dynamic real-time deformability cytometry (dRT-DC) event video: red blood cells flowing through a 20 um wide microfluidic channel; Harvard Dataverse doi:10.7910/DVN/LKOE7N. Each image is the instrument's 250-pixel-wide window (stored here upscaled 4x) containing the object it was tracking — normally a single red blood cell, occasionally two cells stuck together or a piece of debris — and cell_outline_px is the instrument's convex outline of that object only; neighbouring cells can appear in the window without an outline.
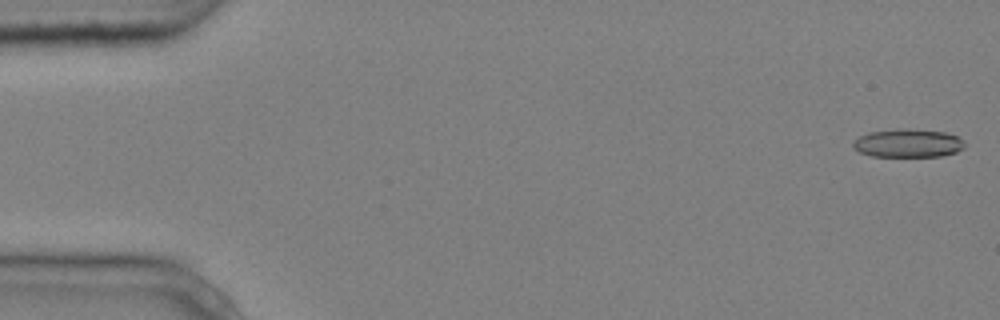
{"species": "common noctule bat (a hibernating species)", "species_latin": "Nyctalus noctula", "temperature_condition": "cold", "stored_images_in_passage": 6, "camera_frame_rate_fps": 3000, "um_per_image_px": 0.085, "animal": {"sex": "male", "body_mass_g": 20.4}, "frame": {"image": 1, "passage_image": 1, "time_ms": 0.0, "image_size_px": [1000, 320], "cell_outline_px": [[964, 148], [956, 152], [940, 156], [872, 156], [860, 152], [852, 148], [852, 140], [868, 132], [896, 128], [908, 128], [944, 132], [956, 136], [964, 140]], "centroid_in_image_um": [77.14, 12.16], "position_along_channel_um": 7.9, "area_um2": 18.61}}
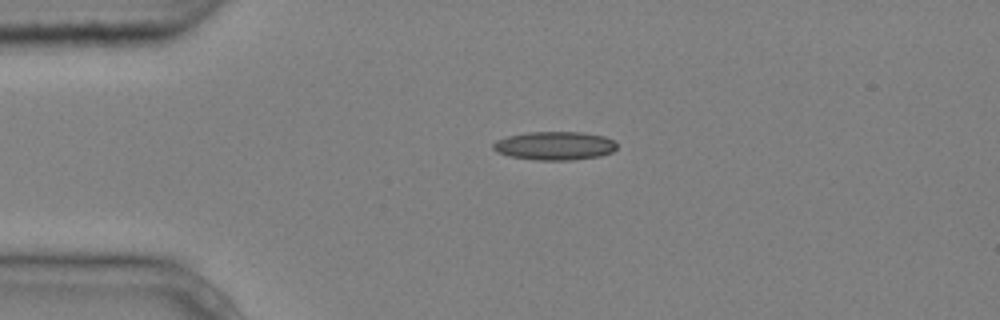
{"frame": {"image": 2, "passage_image": 4, "time_ms": 1.0, "image_size_px": [1000, 320], "cell_outline_px": [[616, 148], [612, 152], [600, 156], [572, 160], [536, 160], [508, 156], [496, 152], [492, 148], [492, 144], [496, 140], [508, 136], [528, 132], [584, 132], [604, 136], [612, 140], [616, 144]], "centroid_in_image_um": [47.12, 12.39], "position_along_channel_um": 37.9, "area_um2": 20.63}}